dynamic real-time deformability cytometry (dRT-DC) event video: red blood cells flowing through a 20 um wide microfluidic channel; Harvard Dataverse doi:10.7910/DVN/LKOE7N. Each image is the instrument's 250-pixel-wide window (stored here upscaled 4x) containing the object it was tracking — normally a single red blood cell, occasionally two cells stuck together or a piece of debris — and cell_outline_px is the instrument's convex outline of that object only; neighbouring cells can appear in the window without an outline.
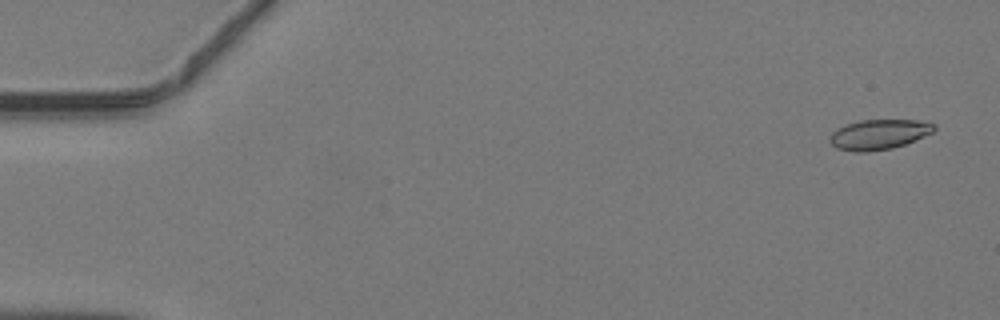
{"species": "common noctule bat (a hibernating species)", "species_latin": "Nyctalus noctula", "temperature_condition": "warm", "stored_images_in_passage": 47, "camera_frame_rate_fps": 3000, "um_per_image_px": 0.085, "animal": {"sex": "male", "body_mass_g": 19.2, "forearm_length_mm": 51.8}, "frame": {"image": 1, "passage_image": 2, "time_ms": 0.333, "image_size_px": [1000, 320], "cell_outline_px": [[936, 128], [932, 132], [904, 144], [892, 148], [868, 152], [856, 152], [836, 148], [828, 140], [832, 132], [836, 128], [860, 120], [916, 120], [936, 124]], "centroid_in_image_um": [74.67, 11.43], "position_along_channel_um": 10.3, "area_um2": 18.15}}
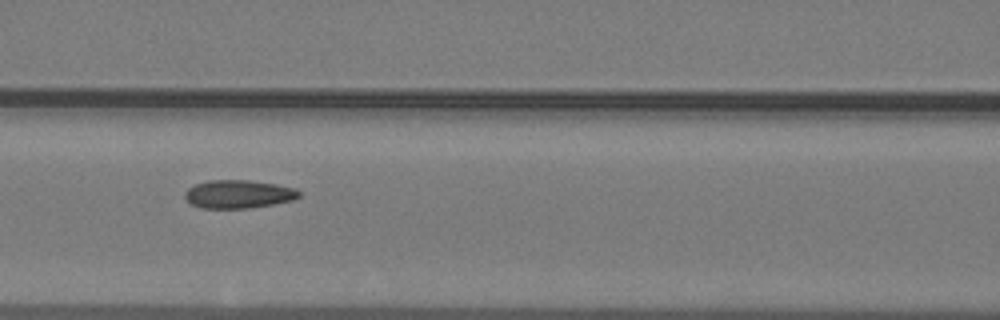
{"frame": {"image": 2, "passage_image": 21, "time_ms": 6.667, "image_size_px": [1000, 320], "cell_outline_px": [[300, 196], [292, 200], [276, 204], [248, 208], [200, 208], [192, 204], [184, 196], [184, 192], [188, 188], [196, 184], [208, 180], [248, 180], [276, 184], [292, 188], [300, 192]], "centroid_in_image_um": [20.25, 16.5], "position_along_channel_um": 146.3, "area_um2": 18.73}}
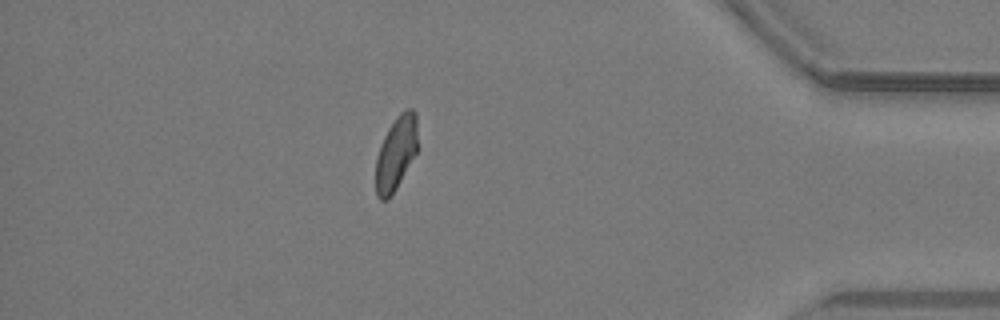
{"frame": {"image": 3, "passage_image": 41, "time_ms": 13.333, "image_size_px": [1000, 320], "cell_outline_px": [[416, 152], [392, 196], [388, 200], [380, 200], [376, 196], [376, 156], [384, 136], [388, 128], [396, 116], [404, 108], [412, 108], [416, 112]], "centroid_in_image_um": [33.64, 13.02], "position_along_channel_um": 401.6, "area_um2": 17.98}}